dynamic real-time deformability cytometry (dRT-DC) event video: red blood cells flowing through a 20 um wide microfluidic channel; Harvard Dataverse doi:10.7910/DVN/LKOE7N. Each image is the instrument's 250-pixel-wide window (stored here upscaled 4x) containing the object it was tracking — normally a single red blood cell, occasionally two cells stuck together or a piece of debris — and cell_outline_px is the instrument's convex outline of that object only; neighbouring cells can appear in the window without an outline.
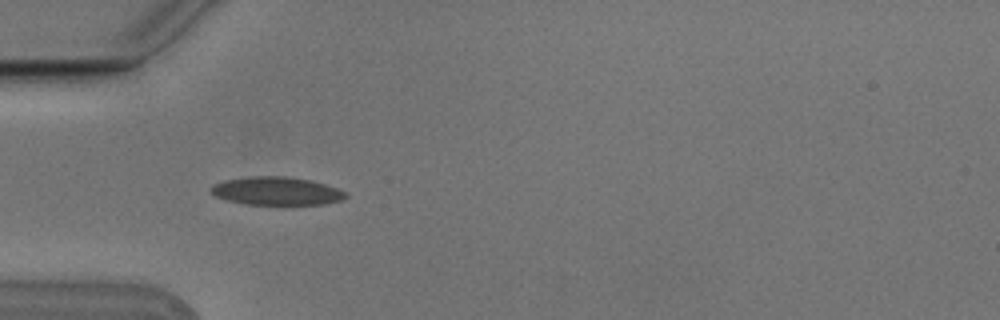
{"species": "Egyptian fruit bat (a non-hibernating species)", "species_latin": "Rousettus aegyptiacus", "temperature_condition": "cold", "stored_images_in_passage": 4, "camera_frame_rate_fps": 3000, "um_per_image_px": 0.085, "animal": {"sex": "male"}, "frame": {"image": 1, "passage_image": 1, "time_ms": 0.0, "image_size_px": [1000, 320], "cell_outline_px": [[348, 196], [340, 200], [324, 204], [244, 204], [228, 200], [216, 196], [208, 192], [212, 184], [224, 180], [248, 176], [284, 176], [312, 180], [336, 188], [344, 192]], "centroid_in_image_um": [23.44, 16.22], "position_along_channel_um": 61.6, "area_um2": 22.08}}
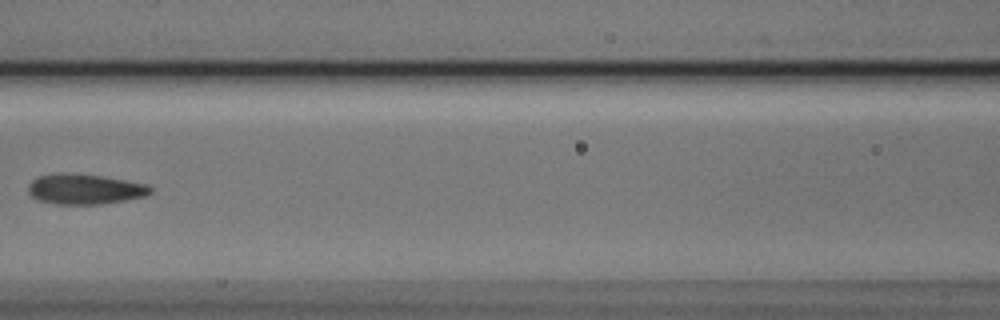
{"frame": {"image": 2, "passage_image": 3, "time_ms": 0.667, "image_size_px": [1000, 320], "cell_outline_px": [[152, 192], [148, 196], [100, 204], [56, 204], [36, 200], [28, 192], [28, 184], [32, 180], [40, 176], [60, 172], [64, 172], [100, 176], [124, 180], [144, 184], [152, 188]], "centroid_in_image_um": [7.17, 16.08], "position_along_channel_um": 159.4, "area_um2": 21.5}}
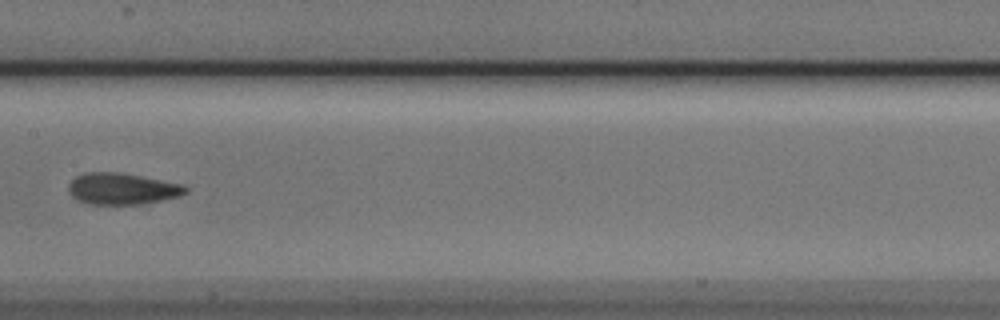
{"frame": {"image": 3, "passage_image": 4, "time_ms": 1.0, "image_size_px": [1000, 320], "cell_outline_px": [[188, 192], [180, 196], [140, 204], [88, 204], [76, 200], [68, 192], [68, 184], [76, 176], [84, 172], [120, 172], [180, 184], [188, 188]], "centroid_in_image_um": [10.33, 16.04], "position_along_channel_um": 197.1, "area_um2": 21.39}}